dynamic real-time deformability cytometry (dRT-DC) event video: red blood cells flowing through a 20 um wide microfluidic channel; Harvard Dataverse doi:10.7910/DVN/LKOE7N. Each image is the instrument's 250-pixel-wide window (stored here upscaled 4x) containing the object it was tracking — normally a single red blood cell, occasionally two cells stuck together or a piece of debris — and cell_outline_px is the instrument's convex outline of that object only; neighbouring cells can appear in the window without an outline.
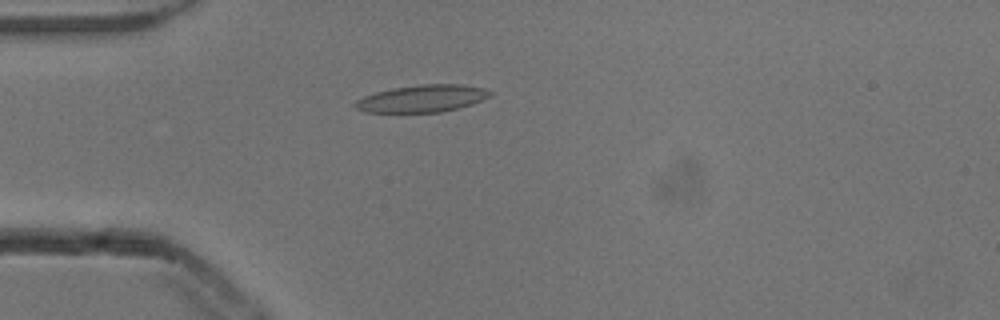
{"species": "common noctule bat (a hibernating species)", "species_latin": "Nyctalus noctula", "temperature_condition": "cold", "stored_images_in_passage": 53, "camera_frame_rate_fps": 3000, "um_per_image_px": 0.085, "animal": {"sex": "male", "body_mass_g": 13.3}, "frame": {"image": 1, "passage_image": 15, "time_ms": 4.667, "image_size_px": [1000, 320], "cell_outline_px": [[492, 92], [488, 96], [472, 104], [440, 112], [364, 112], [356, 108], [352, 104], [356, 100], [364, 96], [376, 92], [392, 88], [420, 84], [460, 84], [484, 88]], "centroid_in_image_um": [35.83, 8.37], "position_along_channel_um": 49.2, "area_um2": 21.21}}
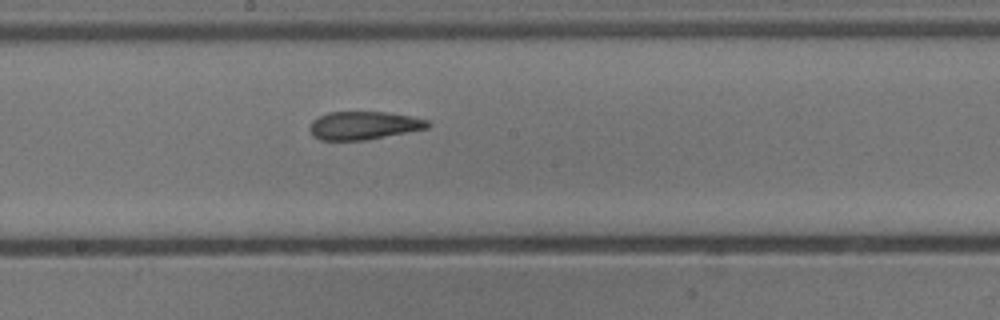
{"frame": {"image": 2, "passage_image": 29, "time_ms": 9.333, "image_size_px": [1000, 320], "cell_outline_px": [[432, 124], [428, 128], [364, 140], [320, 140], [312, 136], [308, 128], [312, 120], [316, 116], [328, 112], [388, 112], [412, 116], [428, 120]], "centroid_in_image_um": [30.88, 10.65], "position_along_channel_um": 217.3, "area_um2": 19.54}}
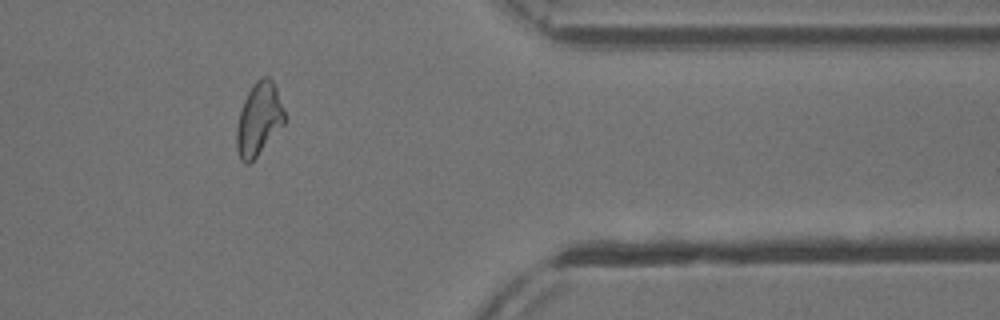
{"frame": {"image": 3, "passage_image": 44, "time_ms": 14.333, "image_size_px": [1000, 320], "cell_outline_px": [[288, 120], [256, 156], [248, 164], [244, 164], [240, 160], [236, 148], [236, 128], [240, 112], [244, 100], [252, 84], [260, 76], [268, 76], [276, 84]], "centroid_in_image_um": [22.03, 10.09], "position_along_channel_um": 389.4, "area_um2": 20.69}, "authors_computed_cell_mechanics": {"area_um2": 20.808, "velocity_mm_per_s": 3.8638, "shape_relaxation_time_tau1_ms": null, "shape_relaxation_time_tau2_ms": 3.1908, "deformation_change_tau1": null, "deformation_change_tau2": 0.1156}}